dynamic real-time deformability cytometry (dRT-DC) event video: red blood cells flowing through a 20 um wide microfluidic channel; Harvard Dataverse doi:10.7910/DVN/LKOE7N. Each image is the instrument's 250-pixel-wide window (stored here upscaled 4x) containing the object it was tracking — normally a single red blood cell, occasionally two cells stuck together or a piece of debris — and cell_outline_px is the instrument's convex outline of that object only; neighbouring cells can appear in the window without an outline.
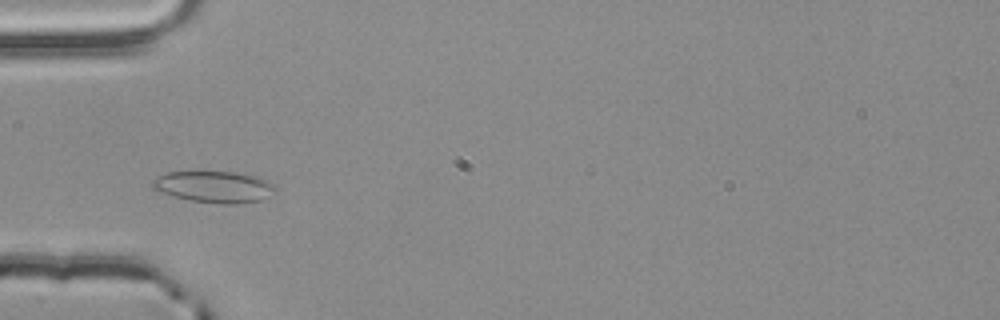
{"species": "common noctule bat (a hibernating species)", "species_latin": "Nyctalus noctula", "temperature_condition": "room temperature", "stored_images_in_passage": 2, "camera_frame_rate_fps": 3000, "um_per_image_px": 0.085, "animal": {"sex": "male", "body_mass_g": 20.4}, "frame": {"image": 1, "passage_image": 2, "time_ms": 0.333, "image_size_px": [1000, 320], "cell_outline_px": [[280, 188], [276, 192], [260, 200], [236, 204], [224, 204], [192, 200], [172, 196], [160, 192], [152, 188], [148, 184], [156, 176], [164, 172], [236, 172], [256, 176], [268, 180]], "centroid_in_image_um": [18.2, 15.87], "position_along_channel_um": 66.8, "area_um2": 22.89}}